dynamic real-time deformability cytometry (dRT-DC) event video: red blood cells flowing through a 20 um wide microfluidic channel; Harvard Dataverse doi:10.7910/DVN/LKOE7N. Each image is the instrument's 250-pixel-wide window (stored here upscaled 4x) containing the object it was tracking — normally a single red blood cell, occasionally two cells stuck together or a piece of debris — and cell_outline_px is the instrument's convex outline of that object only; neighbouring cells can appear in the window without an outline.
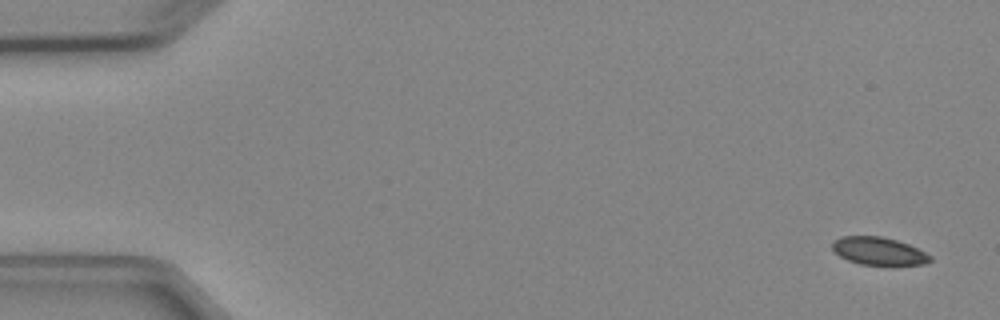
{"species": "Egyptian fruit bat (a non-hibernating species)", "species_latin": "Rousettus aegyptiacus", "temperature_condition": "cold", "stored_images_in_passage": 4, "camera_frame_rate_fps": 3000, "um_per_image_px": 0.085, "animal": {"sex": "female"}, "frame": {"image": 1, "passage_image": 1, "time_ms": 0.0, "image_size_px": [1000, 320], "cell_outline_px": [[932, 260], [924, 264], [892, 268], [860, 264], [848, 260], [832, 252], [832, 240], [840, 236], [880, 236], [896, 240], [908, 244], [932, 256]], "centroid_in_image_um": [74.69, 21.39], "position_along_channel_um": 10.3, "area_um2": 16.65}}
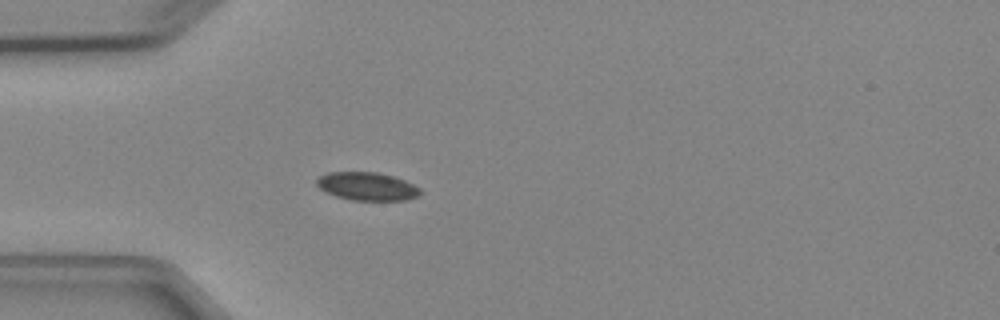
{"frame": {"image": 2, "passage_image": 4, "time_ms": 4.333, "image_size_px": [1000, 320], "cell_outline_px": [[420, 192], [416, 196], [408, 200], [352, 200], [336, 196], [320, 188], [316, 184], [316, 180], [320, 176], [328, 172], [380, 172], [404, 180], [420, 188]], "centroid_in_image_um": [31.19, 15.83], "position_along_channel_um": 53.8, "area_um2": 16.82}}